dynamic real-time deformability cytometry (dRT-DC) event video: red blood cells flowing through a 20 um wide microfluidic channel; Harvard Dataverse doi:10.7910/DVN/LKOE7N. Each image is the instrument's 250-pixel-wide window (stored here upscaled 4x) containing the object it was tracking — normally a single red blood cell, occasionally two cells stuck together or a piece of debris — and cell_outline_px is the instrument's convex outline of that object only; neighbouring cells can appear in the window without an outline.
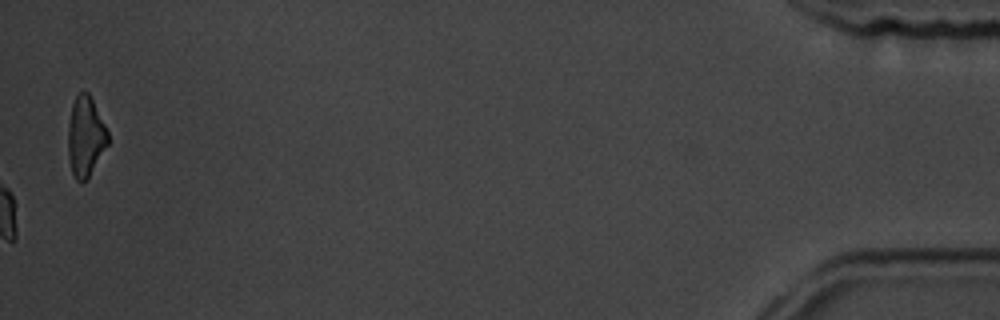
{"species": "common noctule bat (a hibernating species)", "species_latin": "Nyctalus noctula", "temperature_condition": "room temperature", "stored_images_in_passage": 16, "camera_frame_rate_fps": 3000, "um_per_image_px": 0.085, "animal": {"sex": "male", "body_mass_g": 19.5, "forearm_length_mm": 54.6}, "frame": {"image": 1, "passage_image": 16, "time_ms": 5.0, "image_size_px": [1000, 320], "cell_outline_px": [[108, 144], [88, 176], [84, 180], [76, 180], [72, 172], [68, 156], [68, 124], [72, 104], [76, 96], [80, 92], [88, 92], [108, 132]], "centroid_in_image_um": [7.25, 11.58], "position_along_channel_um": 428.0, "area_um2": 18.09}}